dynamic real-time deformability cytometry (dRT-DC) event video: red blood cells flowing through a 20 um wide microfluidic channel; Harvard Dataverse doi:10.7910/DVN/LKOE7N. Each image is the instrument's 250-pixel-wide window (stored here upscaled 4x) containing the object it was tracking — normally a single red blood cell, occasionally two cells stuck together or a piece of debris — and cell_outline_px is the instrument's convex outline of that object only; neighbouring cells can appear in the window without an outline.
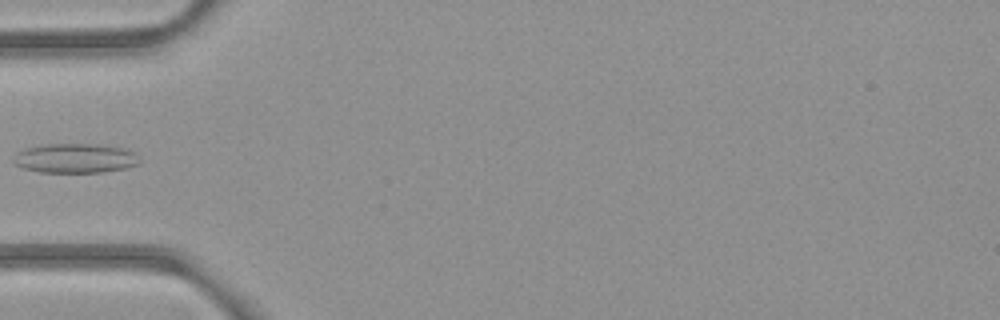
{"species": "common noctule bat (a hibernating species)", "species_latin": "Nyctalus noctula", "temperature_condition": "room temperature", "stored_images_in_passage": 4, "camera_frame_rate_fps": 3000, "um_per_image_px": 0.085, "animal": {"sex": "female", "body_mass_g": 21.9}, "frame": {"image": 1, "passage_image": 4, "time_ms": 3.333, "image_size_px": [1000, 320], "cell_outline_px": [[140, 164], [124, 168], [104, 172], [40, 172], [24, 168], [16, 164], [12, 160], [16, 152], [24, 148], [44, 144], [100, 144], [120, 148], [132, 152], [140, 160]], "centroid_in_image_um": [6.35, 13.45], "position_along_channel_um": 78.6, "area_um2": 21.56}}